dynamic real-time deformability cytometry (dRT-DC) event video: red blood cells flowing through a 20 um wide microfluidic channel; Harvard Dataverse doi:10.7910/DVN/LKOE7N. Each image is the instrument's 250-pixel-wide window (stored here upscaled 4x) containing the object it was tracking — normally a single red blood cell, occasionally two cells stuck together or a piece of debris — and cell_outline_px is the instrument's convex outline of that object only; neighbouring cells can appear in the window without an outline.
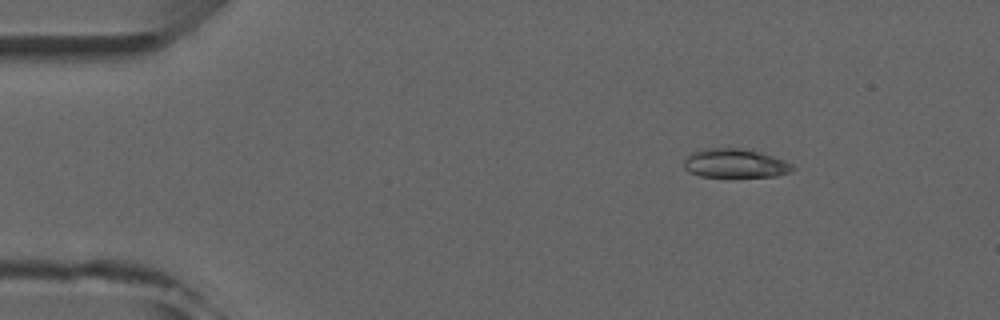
{"species": "common noctule bat (a hibernating species)", "species_latin": "Nyctalus noctula", "temperature_condition": "room temperature", "stored_images_in_passage": 3, "camera_frame_rate_fps": 3000, "um_per_image_px": 0.085, "animal": {"sex": "male", "forearm_length_mm": 52.5}, "frame": {"image": 1, "passage_image": 1, "time_ms": 0.0, "image_size_px": [1000, 320], "cell_outline_px": [[796, 168], [788, 172], [776, 176], [700, 176], [688, 172], [684, 168], [684, 160], [692, 152], [700, 148], [740, 148], [772, 156], [784, 160], [792, 164]], "centroid_in_image_um": [62.44, 13.87], "position_along_channel_um": 22.6, "area_um2": 18.09}}